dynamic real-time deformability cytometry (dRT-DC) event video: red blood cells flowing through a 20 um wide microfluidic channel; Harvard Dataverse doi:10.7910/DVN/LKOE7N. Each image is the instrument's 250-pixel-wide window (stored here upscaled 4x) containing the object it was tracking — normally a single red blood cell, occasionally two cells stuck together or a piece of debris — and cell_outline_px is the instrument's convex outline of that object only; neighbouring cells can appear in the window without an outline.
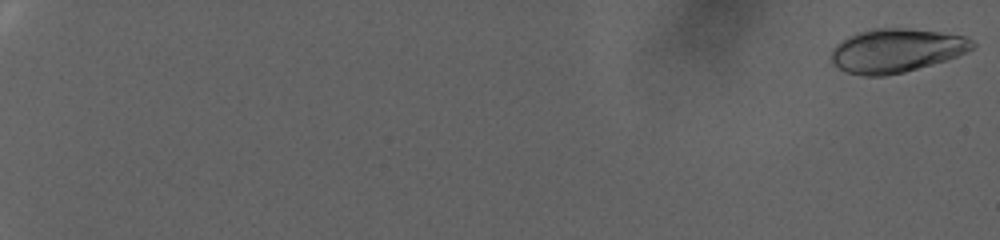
{"species": "human", "species_latin": "Homo sapiens", "temperature_condition": "warm", "stored_images_in_passage": 65, "camera_frame_rate_fps": 3000, "um_per_image_px": 0.085, "donor": {"sex": "female"}, "frame": {"image": 1, "passage_image": 1, "time_ms": 0.0, "image_size_px": [1000, 240], "cell_outline_px": [[976, 44], [972, 48], [956, 56], [932, 64], [904, 72], [884, 76], [864, 76], [848, 72], [832, 64], [828, 56], [832, 48], [840, 40], [856, 32], [872, 28], [908, 28], [940, 32], [964, 36], [972, 40]], "centroid_in_image_um": [76.1, 4.28], "position_along_channel_um": 8.9, "area_um2": 36.13}}
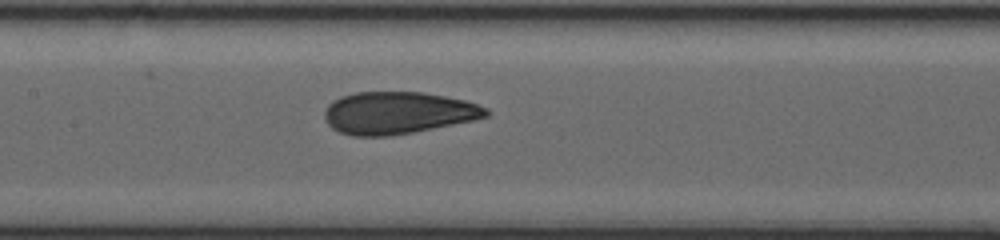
{"frame": {"image": 2, "passage_image": 45, "time_ms": 14.667, "image_size_px": [1000, 240], "cell_outline_px": [[492, 112], [488, 116], [472, 120], [392, 136], [352, 136], [340, 132], [332, 128], [328, 124], [324, 116], [324, 112], [328, 104], [332, 100], [340, 96], [356, 92], [424, 92], [464, 100], [488, 108]], "centroid_in_image_um": [33.79, 9.59], "position_along_channel_um": 173.6, "area_um2": 39.71}}
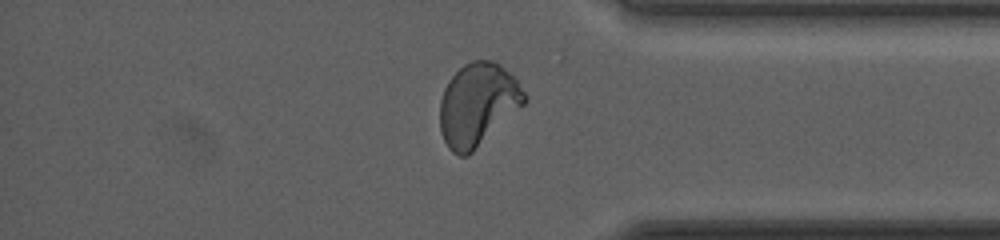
{"frame": {"image": 3, "passage_image": 60, "time_ms": 19.667, "image_size_px": [1000, 240], "cell_outline_px": [[528, 100], [524, 104], [468, 156], [460, 156], [452, 152], [448, 148], [440, 132], [440, 100], [444, 88], [448, 80], [464, 64], [472, 60], [496, 60], [516, 80], [524, 92]], "centroid_in_image_um": [40.58, 8.88], "position_along_channel_um": 394.6, "area_um2": 40.58}}